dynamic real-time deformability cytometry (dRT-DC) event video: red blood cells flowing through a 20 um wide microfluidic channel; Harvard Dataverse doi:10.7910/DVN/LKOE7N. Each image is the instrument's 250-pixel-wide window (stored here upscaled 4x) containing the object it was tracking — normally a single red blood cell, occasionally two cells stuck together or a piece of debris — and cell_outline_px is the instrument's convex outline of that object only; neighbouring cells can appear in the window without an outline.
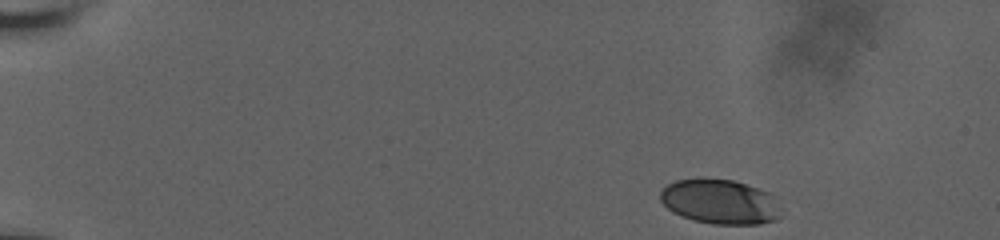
{"species": "human", "species_latin": "Homo sapiens", "temperature_condition": "room temperature", "stored_images_in_passage": 47, "camera_frame_rate_fps": 3000, "um_per_image_px": 0.085, "donor": {"sex": "male"}, "frame": {"image": 1, "passage_image": 1, "time_ms": 0.0, "image_size_px": [1000, 240], "cell_outline_px": [[780, 208], [776, 220], [760, 224], [712, 224], [696, 220], [672, 212], [660, 200], [660, 192], [668, 184], [676, 180], [732, 180], [768, 192], [772, 196]], "centroid_in_image_um": [61.19, 17.17], "position_along_channel_um": 23.8, "area_um2": 30.63}}
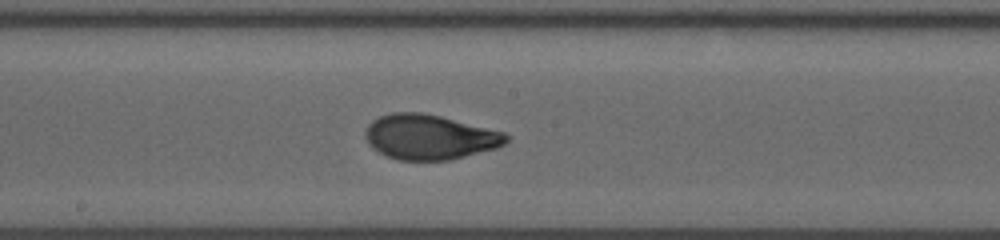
{"frame": {"image": 2, "passage_image": 27, "time_ms": 8.667, "image_size_px": [1000, 240], "cell_outline_px": [[508, 140], [504, 144], [496, 148], [448, 160], [396, 160], [372, 148], [368, 144], [364, 136], [364, 132], [368, 124], [372, 120], [380, 116], [392, 112], [420, 112], [440, 116], [504, 132], [508, 136]], "centroid_in_image_um": [36.47, 11.64], "position_along_channel_um": 211.7, "area_um2": 36.76}}
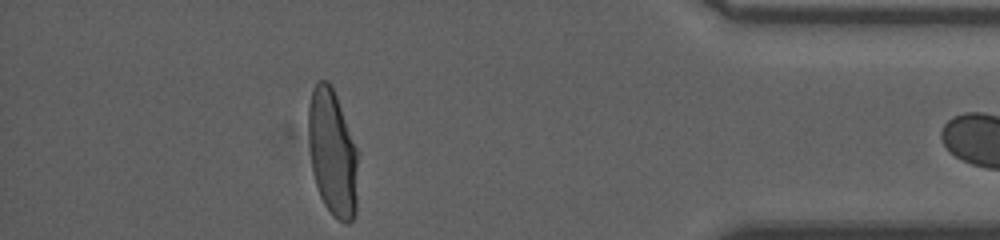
{"frame": {"image": 3, "passage_image": 46, "time_ms": 15.0, "image_size_px": [1000, 240], "cell_outline_px": [[356, 212], [352, 220], [348, 224], [344, 224], [332, 216], [324, 204], [320, 196], [312, 172], [308, 140], [308, 108], [312, 88], [316, 80], [328, 80], [332, 84], [356, 148]], "centroid_in_image_um": [28.22, 12.97], "position_along_channel_um": 407.0, "area_um2": 36.59}}